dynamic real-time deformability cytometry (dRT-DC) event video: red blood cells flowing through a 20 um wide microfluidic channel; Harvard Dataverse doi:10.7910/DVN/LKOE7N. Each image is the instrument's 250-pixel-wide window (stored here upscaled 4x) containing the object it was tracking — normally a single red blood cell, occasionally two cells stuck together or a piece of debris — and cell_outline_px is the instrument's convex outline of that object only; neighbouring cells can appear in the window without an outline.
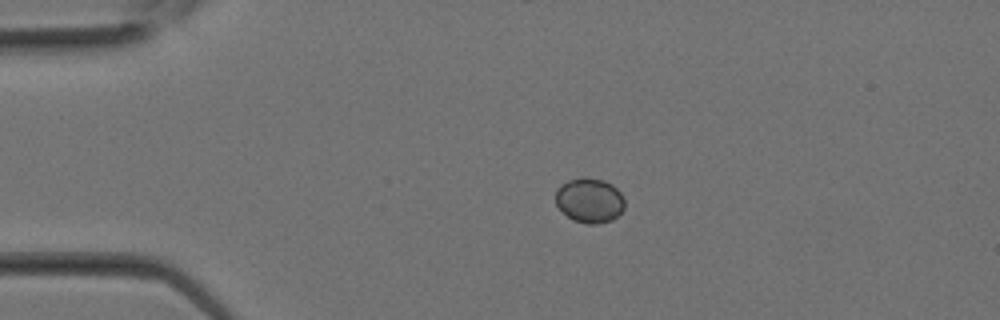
{"species": "Egyptian fruit bat (a non-hibernating species)", "species_latin": "Rousettus aegyptiacus", "temperature_condition": "room temperature", "stored_images_in_passage": 9, "camera_frame_rate_fps": 3000, "um_per_image_px": 0.085, "animal": {"sex": "female"}, "frame": {"image": 1, "passage_image": 1, "time_ms": 0.0, "image_size_px": [1000, 320], "cell_outline_px": [[624, 208], [612, 220], [596, 224], [588, 224], [572, 220], [556, 204], [556, 188], [560, 184], [568, 180], [584, 176], [604, 180], [612, 184], [620, 192], [624, 200]], "centroid_in_image_um": [50.1, 17.01], "position_along_channel_um": 34.9, "area_um2": 18.09}}
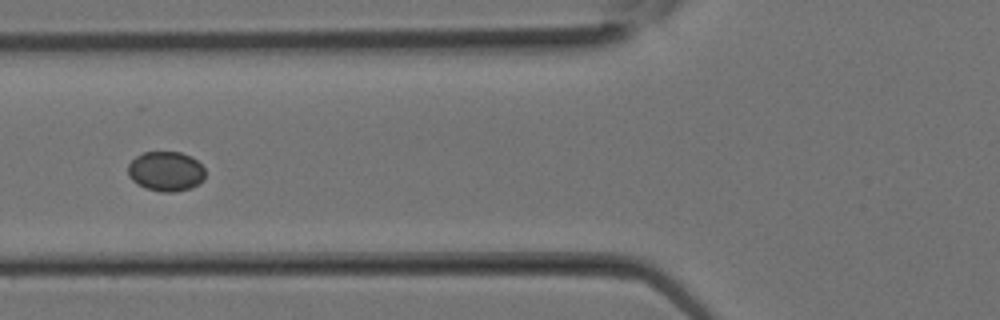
{"frame": {"image": 2, "passage_image": 6, "time_ms": 1.667, "image_size_px": [1000, 320], "cell_outline_px": [[204, 180], [200, 184], [192, 188], [176, 192], [160, 192], [136, 184], [128, 176], [128, 164], [136, 156], [144, 152], [180, 152], [192, 156], [204, 168]], "centroid_in_image_um": [14.11, 14.57], "position_along_channel_um": 111.7, "area_um2": 18.09}}
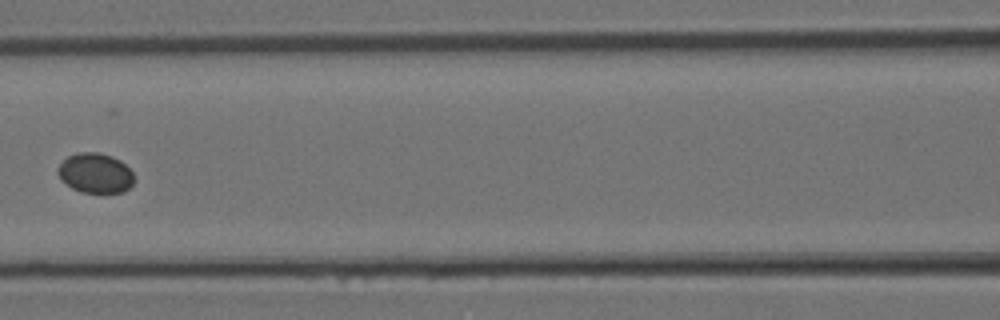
{"frame": {"image": 3, "passage_image": 8, "time_ms": 2.333, "image_size_px": [1000, 320], "cell_outline_px": [[132, 184], [124, 192], [80, 192], [72, 188], [60, 180], [56, 172], [56, 168], [68, 156], [76, 152], [100, 152], [112, 156], [120, 160], [132, 172]], "centroid_in_image_um": [8.05, 14.7], "position_along_channel_um": 158.6, "area_um2": 17.74}}